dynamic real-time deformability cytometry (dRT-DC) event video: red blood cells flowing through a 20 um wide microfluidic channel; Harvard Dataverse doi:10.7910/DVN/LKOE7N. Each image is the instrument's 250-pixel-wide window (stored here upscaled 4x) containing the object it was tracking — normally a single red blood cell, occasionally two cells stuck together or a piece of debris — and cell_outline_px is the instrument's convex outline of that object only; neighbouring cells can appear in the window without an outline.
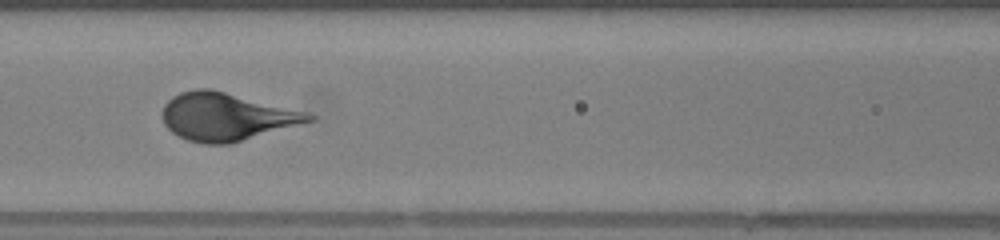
{"species": "human", "species_latin": "Homo sapiens", "temperature_condition": "warm", "stored_images_in_passage": 40, "camera_frame_rate_fps": 3000, "um_per_image_px": 0.085, "donor": {"sex": "female"}, "frame": {"image": 1, "passage_image": 12, "time_ms": 3.667, "image_size_px": [1000, 240], "cell_outline_px": [[316, 120], [228, 144], [204, 144], [188, 140], [172, 132], [164, 124], [160, 112], [164, 104], [172, 96], [180, 92], [196, 88], [208, 88], [304, 112], [316, 116]], "centroid_in_image_um": [19.17, 9.92], "position_along_channel_um": 147.4, "area_um2": 40.23}}